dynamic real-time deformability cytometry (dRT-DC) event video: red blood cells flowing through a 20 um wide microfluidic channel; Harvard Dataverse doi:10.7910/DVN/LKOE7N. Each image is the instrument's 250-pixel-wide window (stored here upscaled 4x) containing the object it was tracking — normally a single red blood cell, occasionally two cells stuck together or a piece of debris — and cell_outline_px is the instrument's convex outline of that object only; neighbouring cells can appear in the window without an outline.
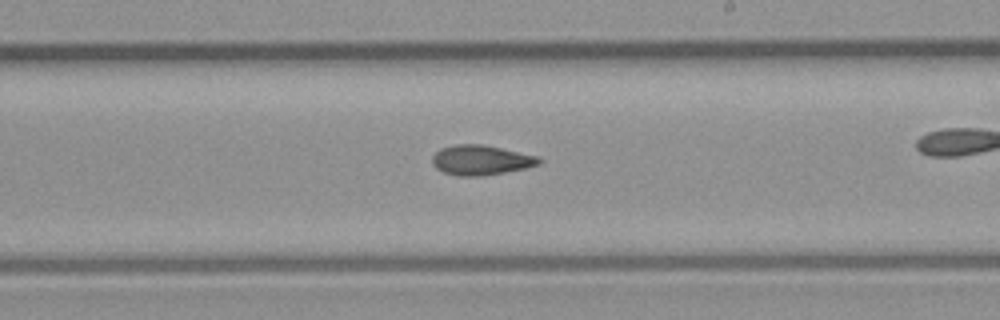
{"species": "common noctule bat (a hibernating species)", "species_latin": "Nyctalus noctula", "temperature_condition": "room temperature", "stored_images_in_passage": 31, "camera_frame_rate_fps": 3000, "um_per_image_px": 0.085, "animal": {"sex": "male", "body_mass_g": 23.1, "forearm_length_mm": 52.7}, "frame": {"image": 1, "passage_image": 22, "time_ms": 7.0, "image_size_px": [1000, 320], "cell_outline_px": [[544, 160], [540, 164], [524, 168], [504, 172], [480, 176], [456, 176], [444, 172], [436, 168], [432, 164], [432, 156], [440, 148], [456, 144], [480, 144], [540, 156]], "centroid_in_image_um": [40.88, 13.6], "position_along_channel_um": 248.1, "area_um2": 18.61}}